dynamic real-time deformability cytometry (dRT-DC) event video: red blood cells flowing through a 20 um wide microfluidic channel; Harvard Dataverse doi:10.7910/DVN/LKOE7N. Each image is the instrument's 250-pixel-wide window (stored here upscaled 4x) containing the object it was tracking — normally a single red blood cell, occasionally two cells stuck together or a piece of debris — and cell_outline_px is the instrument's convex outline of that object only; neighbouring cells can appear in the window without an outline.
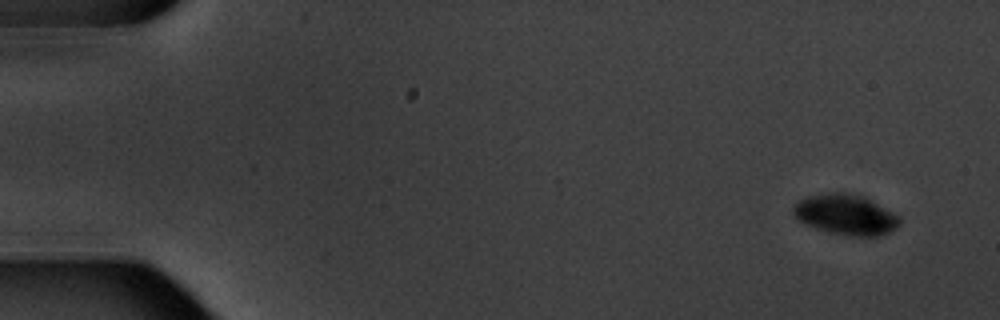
{"species": "common noctule bat (a hibernating species)", "species_latin": "Nyctalus noctula", "temperature_condition": "warm", "stored_images_in_passage": 6, "camera_frame_rate_fps": 3000, "um_per_image_px": 0.085, "animal": {"sex": "male", "body_mass_g": 20.1, "forearm_length_mm": 53.5}, "frame": {"image": 1, "passage_image": 1, "time_ms": 0.0, "image_size_px": [1000, 320], "cell_outline_px": [[900, 224], [896, 228], [880, 236], [848, 236], [828, 232], [816, 228], [796, 220], [792, 212], [792, 208], [800, 200], [812, 196], [832, 192], [844, 192], [864, 196], [900, 216]], "centroid_in_image_um": [71.9, 18.26], "position_along_channel_um": 13.1, "area_um2": 25.03}}
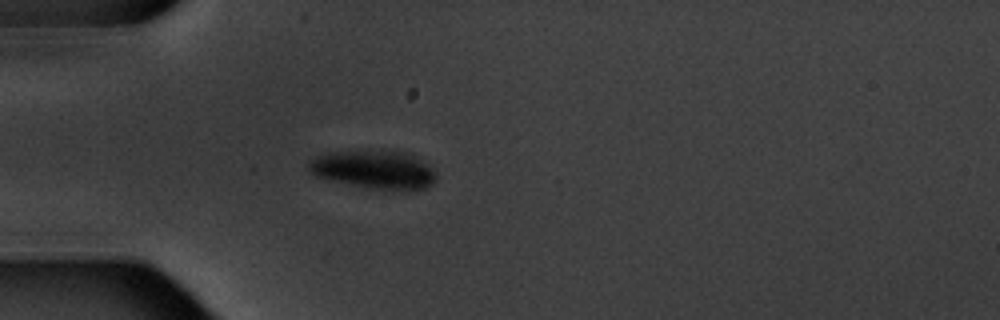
{"frame": {"image": 2, "passage_image": 5, "time_ms": 4.667, "image_size_px": [1000, 320], "cell_outline_px": [[436, 176], [432, 184], [424, 188], [408, 192], [392, 192], [368, 188], [332, 180], [316, 176], [308, 168], [308, 160], [316, 156], [332, 152], [404, 152], [412, 156], [432, 168], [436, 172]], "centroid_in_image_um": [31.82, 14.48], "position_along_channel_um": 53.2, "area_um2": 28.21}}